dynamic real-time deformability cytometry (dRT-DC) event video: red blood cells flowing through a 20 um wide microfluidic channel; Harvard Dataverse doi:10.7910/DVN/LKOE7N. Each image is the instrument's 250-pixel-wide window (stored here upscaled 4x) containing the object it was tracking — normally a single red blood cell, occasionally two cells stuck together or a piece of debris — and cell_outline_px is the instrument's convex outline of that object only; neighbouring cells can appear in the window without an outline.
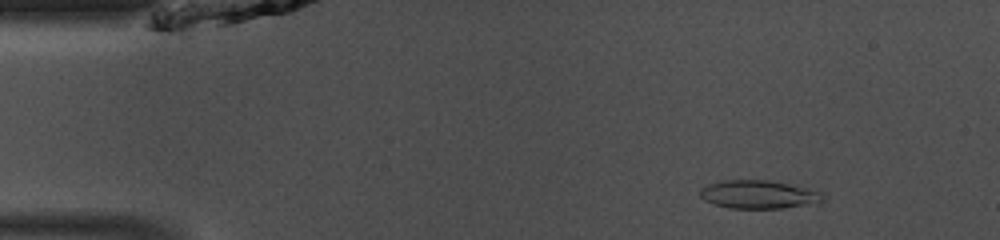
{"species": "common noctule bat (a hibernating species)", "species_latin": "Nyctalus noctula", "temperature_condition": "room temperature", "stored_images_in_passage": 48, "camera_frame_rate_fps": 3000, "um_per_image_px": 0.085, "animal": {"sex": "male", "body_mass_g": 13.0, "forearm_length_mm": 53.1}, "frame": {"image": 1, "passage_image": 6, "time_ms": 1.667, "image_size_px": [1000, 240], "cell_outline_px": [[828, 196], [820, 204], [780, 208], [728, 208], [712, 204], [704, 200], [700, 196], [700, 188], [708, 184], [724, 180], [768, 180], [788, 184], [824, 192]], "centroid_in_image_um": [64.55, 16.54], "position_along_channel_um": 20.5, "area_um2": 20.63}}
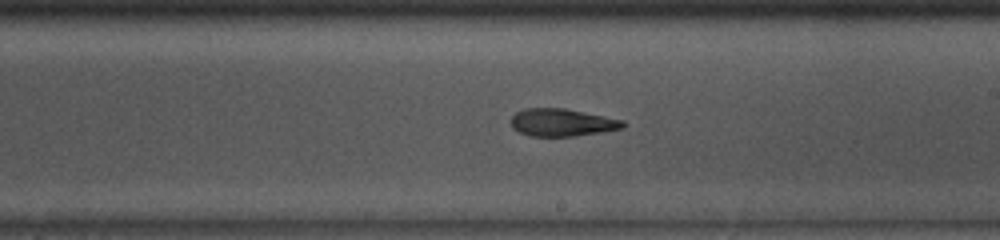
{"frame": {"image": 2, "passage_image": 27, "time_ms": 8.667, "image_size_px": [1000, 240], "cell_outline_px": [[628, 124], [624, 128], [600, 132], [572, 136], [532, 136], [520, 132], [512, 128], [512, 116], [516, 112], [524, 108], [564, 108], [624, 120]], "centroid_in_image_um": [47.79, 10.4], "position_along_channel_um": 241.2, "area_um2": 17.92}}
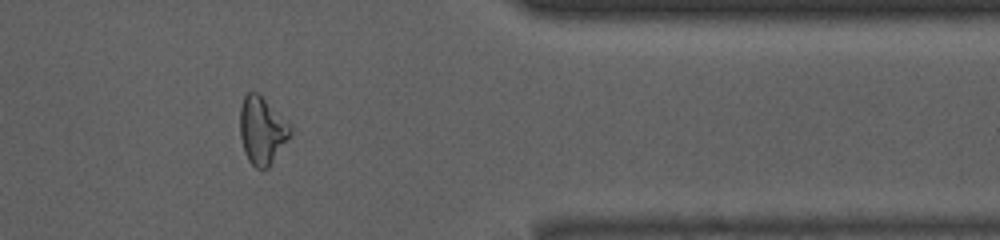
{"frame": {"image": 3, "passage_image": 39, "time_ms": 12.667, "image_size_px": [1000, 240], "cell_outline_px": [[292, 132], [268, 168], [256, 168], [248, 160], [244, 152], [240, 136], [240, 108], [244, 96], [248, 92], [256, 92], [292, 128]], "centroid_in_image_um": [22.23, 11.12], "position_along_channel_um": 389.2, "area_um2": 19.13}, "authors_computed_cell_mechanics": {"area_um2": 19.3919, "velocity_mm_per_s": 4.1335, "shape_relaxation_time_tau1_ms": 6.8062, "shape_relaxation_time_tau2_ms": 3.7986, "deformation_change_tau1": 0.167, "deformation_change_tau2": 0.1339}}